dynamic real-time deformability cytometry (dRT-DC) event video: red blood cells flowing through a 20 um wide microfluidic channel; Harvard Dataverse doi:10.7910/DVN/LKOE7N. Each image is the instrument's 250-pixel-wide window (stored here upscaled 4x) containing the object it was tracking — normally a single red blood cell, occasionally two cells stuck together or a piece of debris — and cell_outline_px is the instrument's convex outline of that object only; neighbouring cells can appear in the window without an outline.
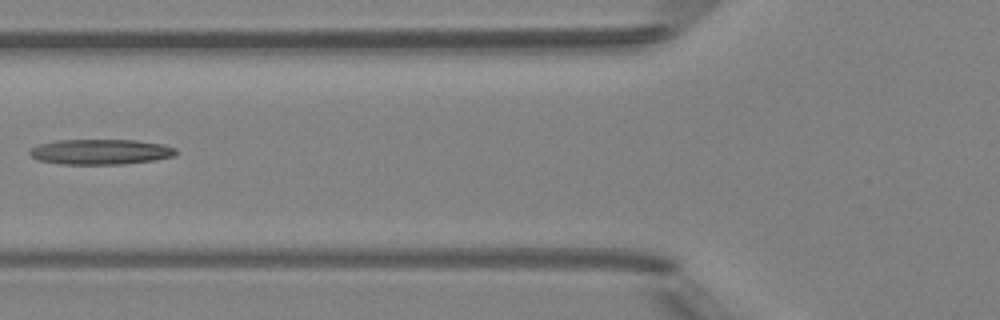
{"species": "Egyptian fruit bat (a non-hibernating species)", "species_latin": "Rousettus aegyptiacus", "temperature_condition": "room temperature", "stored_images_in_passage": 5, "camera_frame_rate_fps": 3000, "um_per_image_px": 0.085, "animal": {"sex": "female"}, "frame": {"image": 1, "passage_image": 4, "time_ms": 4.333, "image_size_px": [1000, 320], "cell_outline_px": [[176, 156], [156, 160], [124, 164], [60, 164], [36, 160], [28, 152], [32, 148], [40, 144], [56, 140], [136, 140], [164, 144], [176, 148]], "centroid_in_image_um": [8.58, 12.91], "position_along_channel_um": 117.2, "area_um2": 21.73}}
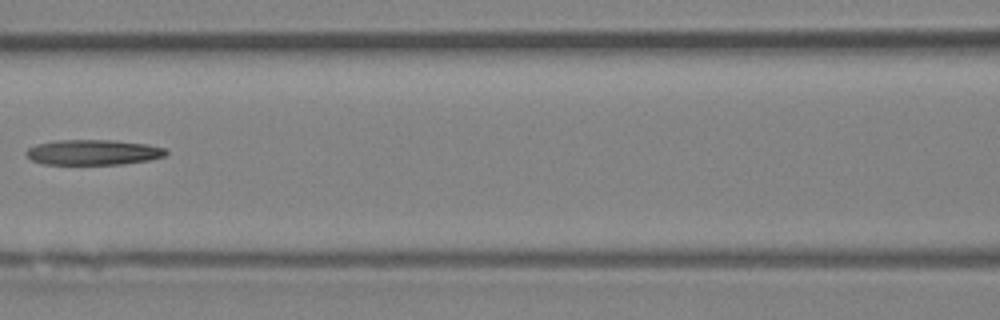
{"frame": {"image": 2, "passage_image": 5, "time_ms": 5.333, "image_size_px": [1000, 320], "cell_outline_px": [[168, 152], [164, 156], [148, 160], [124, 164], [44, 164], [32, 160], [24, 152], [28, 148], [36, 144], [56, 140], [112, 140], [148, 144], [164, 148]], "centroid_in_image_um": [7.91, 12.94], "position_along_channel_um": 158.7, "area_um2": 20.58}}